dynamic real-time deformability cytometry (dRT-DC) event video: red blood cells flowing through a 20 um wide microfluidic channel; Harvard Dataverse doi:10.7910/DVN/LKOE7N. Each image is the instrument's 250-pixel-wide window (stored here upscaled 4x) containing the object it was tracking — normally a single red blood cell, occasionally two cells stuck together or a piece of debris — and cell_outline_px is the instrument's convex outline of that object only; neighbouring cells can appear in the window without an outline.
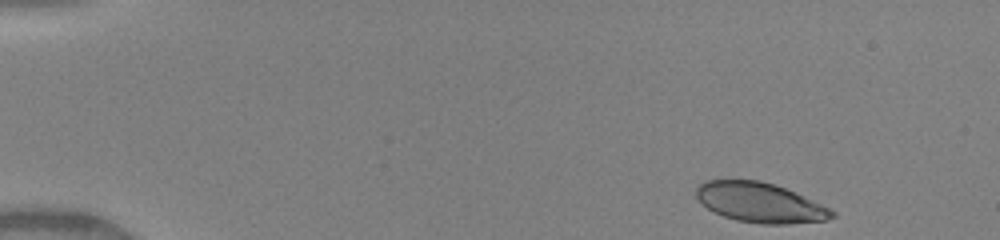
{"species": "human", "species_latin": "Homo sapiens", "temperature_condition": "warm", "stored_images_in_passage": 40, "camera_frame_rate_fps": 3000, "um_per_image_px": 0.085, "donor": {"sex": "female"}, "frame": {"image": 1, "passage_image": 1, "time_ms": 0.0, "image_size_px": [1000, 240], "cell_outline_px": [[836, 216], [828, 220], [788, 224], [760, 224], [736, 220], [724, 216], [708, 208], [696, 196], [696, 188], [700, 184], [708, 180], [760, 180], [784, 188], [812, 200], [836, 212]], "centroid_in_image_um": [64.62, 17.23], "position_along_channel_um": 20.4, "area_um2": 31.1}}
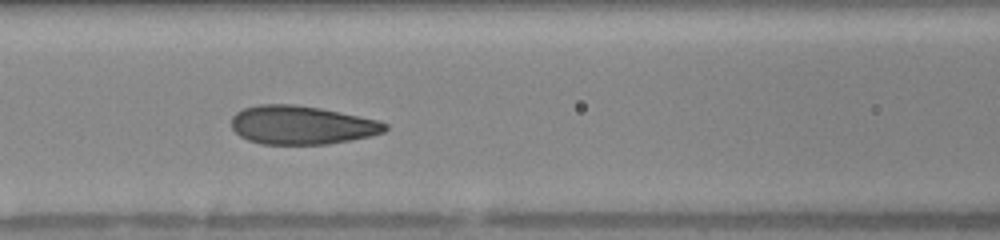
{"frame": {"image": 2, "passage_image": 20, "time_ms": 5.667, "image_size_px": [1000, 240], "cell_outline_px": [[388, 128], [384, 132], [352, 140], [328, 144], [260, 144], [248, 140], [240, 136], [232, 128], [232, 116], [236, 112], [244, 108], [260, 104], [292, 104], [320, 108], [380, 120], [388, 124]], "centroid_in_image_um": [25.65, 10.63], "position_along_channel_um": 141.0, "area_um2": 34.62}}
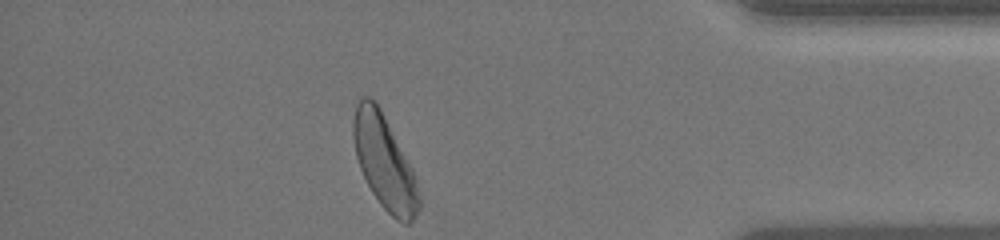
{"frame": {"image": 3, "passage_image": 40, "time_ms": 12.667, "image_size_px": [1000, 240], "cell_outline_px": [[420, 208], [416, 216], [408, 224], [404, 224], [396, 220], [380, 204], [372, 192], [360, 168], [356, 156], [352, 136], [352, 124], [356, 104], [360, 96], [368, 96], [380, 108], [412, 168], [416, 180], [420, 196]], "centroid_in_image_um": [32.67, 13.8], "position_along_channel_um": 402.5, "area_um2": 35.66}, "authors_computed_cell_mechanics": {"area_um2": 34.68, "velocity_mm_per_s": 4.1441, "shape_relaxation_time_tau1_ms": 2.5078, "shape_relaxation_time_tau2_ms": null, "deformation_change_tau1": 0.1283, "deformation_change_tau2": null}}